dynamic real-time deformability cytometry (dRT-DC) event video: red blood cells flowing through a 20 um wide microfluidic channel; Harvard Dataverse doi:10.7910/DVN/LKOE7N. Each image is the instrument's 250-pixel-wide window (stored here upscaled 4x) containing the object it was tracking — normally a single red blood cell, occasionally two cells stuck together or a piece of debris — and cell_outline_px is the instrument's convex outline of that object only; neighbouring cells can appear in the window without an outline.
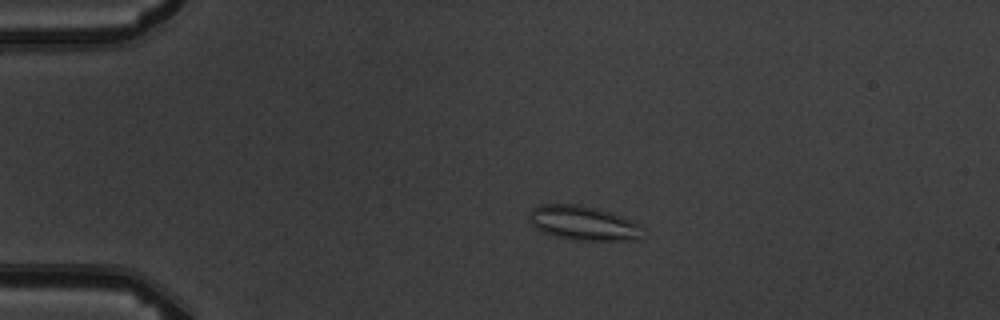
{"species": "common noctule bat (a hibernating species)", "species_latin": "Nyctalus noctula", "temperature_condition": "warm", "stored_images_in_passage": 6, "camera_frame_rate_fps": 3000, "um_per_image_px": 0.085, "animal": {"sex": "male", "body_mass_g": 19.5, "forearm_length_mm": 54.6}, "frame": {"image": 1, "passage_image": 2, "time_ms": 1.333, "image_size_px": [1000, 320], "cell_outline_px": [[640, 224], [636, 240], [572, 240], [556, 236], [544, 232], [536, 228], [532, 224], [528, 216], [532, 208], [540, 204], [580, 204], [596, 208], [620, 216]], "centroid_in_image_um": [49.49, 18.94], "position_along_channel_um": 35.5, "area_um2": 22.31}}
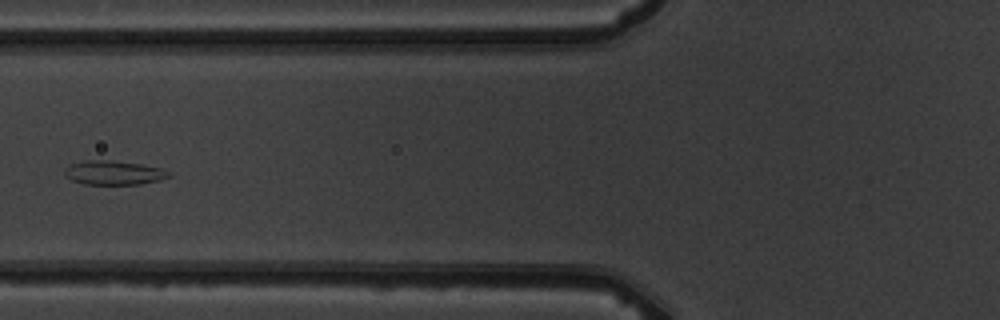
{"frame": {"image": 2, "passage_image": 5, "time_ms": 4.667, "image_size_px": [1000, 320], "cell_outline_px": [[172, 176], [160, 180], [140, 184], [84, 184], [72, 180], [64, 176], [64, 168], [68, 164], [84, 160], [112, 160], [140, 164], [160, 168], [168, 172]], "centroid_in_image_um": [9.61, 14.67], "position_along_channel_um": 116.2, "area_um2": 14.74}}
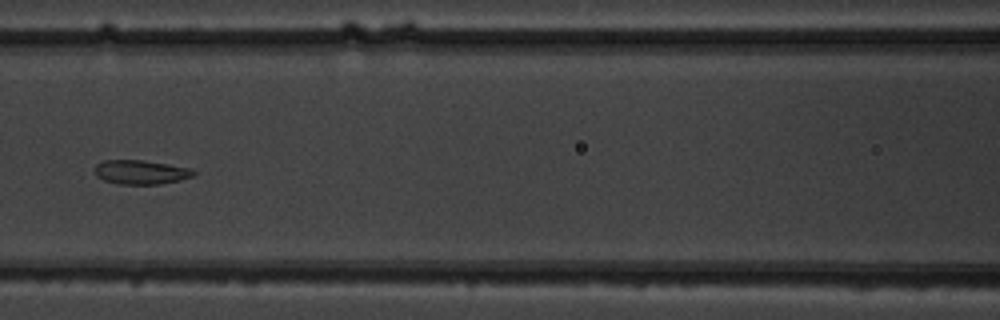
{"frame": {"image": 3, "passage_image": 6, "time_ms": 5.667, "image_size_px": [1000, 320], "cell_outline_px": [[196, 172], [192, 176], [180, 180], [160, 184], [120, 184], [104, 180], [96, 176], [96, 164], [104, 160], [144, 160], [192, 168]], "centroid_in_image_um": [11.99, 14.63], "position_along_channel_um": 154.6, "area_um2": 13.87}}